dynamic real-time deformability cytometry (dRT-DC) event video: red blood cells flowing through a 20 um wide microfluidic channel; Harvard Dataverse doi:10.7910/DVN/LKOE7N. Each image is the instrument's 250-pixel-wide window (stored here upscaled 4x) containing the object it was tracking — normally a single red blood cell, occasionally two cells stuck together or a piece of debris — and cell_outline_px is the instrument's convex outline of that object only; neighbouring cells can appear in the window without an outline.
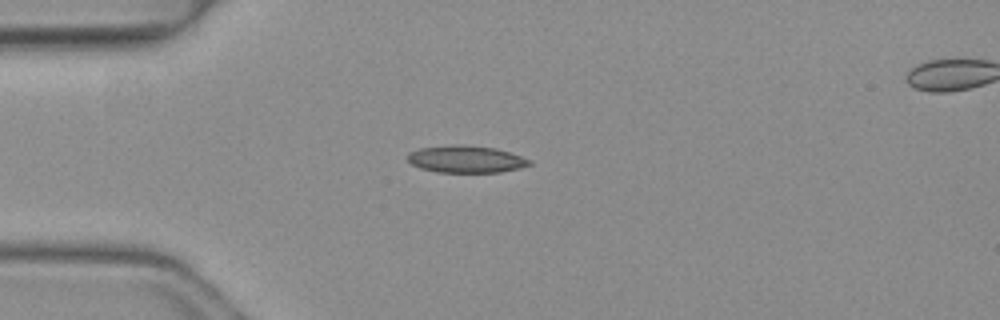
{"species": "common noctule bat (a hibernating species)", "species_latin": "Nyctalus noctula", "temperature_condition": "warm", "stored_images_in_passage": 3, "camera_frame_rate_fps": 3000, "um_per_image_px": 0.085, "animal": {"sex": "female", "body_mass_g": 19.3, "forearm_length_mm": 54.1}, "frame": {"image": 1, "passage_image": 2, "time_ms": 0.333, "image_size_px": [1000, 320], "cell_outline_px": [[532, 164], [520, 168], [500, 172], [436, 172], [420, 168], [412, 164], [408, 160], [408, 152], [420, 148], [452, 144], [464, 144], [496, 148], [532, 160]], "centroid_in_image_um": [39.6, 13.52], "position_along_channel_um": 45.4, "area_um2": 19.36}}